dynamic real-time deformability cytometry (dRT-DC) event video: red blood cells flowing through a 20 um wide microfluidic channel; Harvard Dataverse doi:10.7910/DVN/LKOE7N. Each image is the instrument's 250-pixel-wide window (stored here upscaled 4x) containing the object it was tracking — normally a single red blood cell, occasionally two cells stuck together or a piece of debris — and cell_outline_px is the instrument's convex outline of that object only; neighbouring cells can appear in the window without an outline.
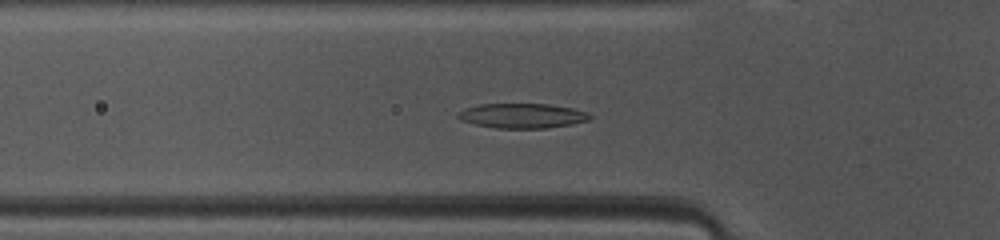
{"species": "common noctule bat (a hibernating species)", "species_latin": "Nyctalus noctula", "temperature_condition": "warm", "stored_images_in_passage": 39, "camera_frame_rate_fps": 3000, "um_per_image_px": 0.085, "animal": {"sex": "female", "body_mass_g": 10.0, "forearm_length_mm": 53.1}, "frame": {"image": 1, "passage_image": 6, "time_ms": 1.667, "image_size_px": [1000, 240], "cell_outline_px": [[592, 116], [588, 120], [572, 124], [548, 128], [496, 128], [476, 124], [460, 120], [456, 116], [456, 112], [464, 108], [480, 104], [548, 104], [572, 108], [588, 112]], "centroid_in_image_um": [44.36, 9.83], "position_along_channel_um": 81.4, "area_um2": 19.07}}
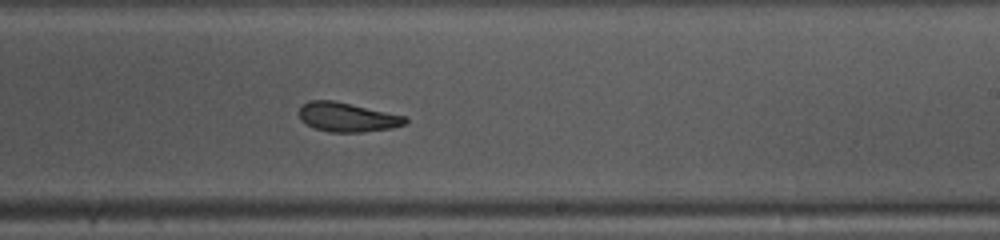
{"frame": {"image": 2, "passage_image": 19, "time_ms": 6.0, "image_size_px": [1000, 240], "cell_outline_px": [[408, 124], [392, 128], [364, 132], [328, 132], [312, 128], [300, 120], [300, 104], [308, 100], [336, 100], [408, 116]], "centroid_in_image_um": [29.54, 9.95], "position_along_channel_um": 259.5, "area_um2": 18.67}}
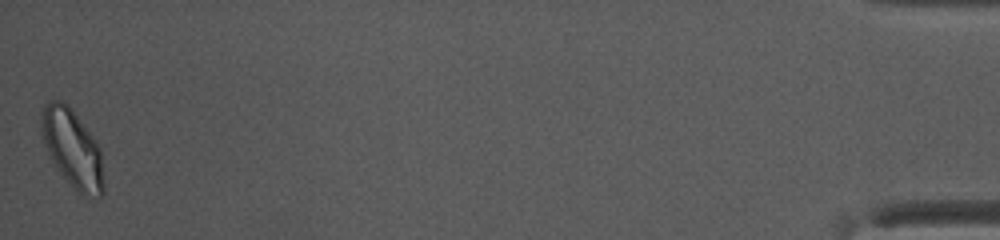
{"frame": {"image": 3, "passage_image": 39, "time_ms": 12.667, "image_size_px": [1000, 240], "cell_outline_px": [[104, 192], [100, 196], [80, 196], [60, 172], [52, 160], [48, 152], [44, 140], [40, 120], [40, 112], [44, 104], [48, 100], [64, 100], [68, 104], [96, 140], [100, 148], [104, 180]], "centroid_in_image_um": [6.16, 12.6], "position_along_channel_um": 429.0, "area_um2": 28.44}, "authors_computed_cell_mechanics": {"area_um2": 19.074, "velocity_mm_per_s": 4.1067, "shape_relaxation_time_tau1_ms": 4.6676, "shape_relaxation_time_tau2_ms": 2.6525, "deformation_change_tau1": 0.1549, "deformation_change_tau2": 0.0974}}